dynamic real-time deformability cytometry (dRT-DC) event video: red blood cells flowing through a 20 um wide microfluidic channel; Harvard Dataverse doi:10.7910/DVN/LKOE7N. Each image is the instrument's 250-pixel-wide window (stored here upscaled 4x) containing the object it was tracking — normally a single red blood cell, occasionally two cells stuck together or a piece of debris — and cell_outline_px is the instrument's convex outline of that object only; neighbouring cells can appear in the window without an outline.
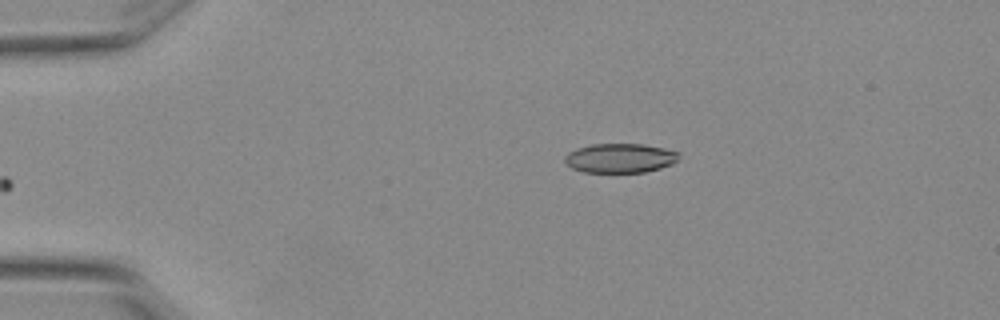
{"species": "Egyptian fruit bat (a non-hibernating species)", "species_latin": "Rousettus aegyptiacus", "temperature_condition": "warm", "stored_images_in_passage": 3, "segment_of_instrument_passage": [2, 2], "camera_frame_rate_fps": 3000, "um_per_image_px": 0.085, "animal": {"sex": "female"}, "frame": {"image": 1, "passage_image": 3, "time_ms": 0.667, "image_size_px": [1000, 320], "cell_outline_px": [[680, 152], [676, 160], [672, 164], [660, 168], [644, 172], [584, 172], [572, 168], [564, 160], [564, 156], [568, 152], [576, 148], [592, 144], [644, 144], [664, 148]], "centroid_in_image_um": [52.69, 13.43], "position_along_channel_um": 32.3, "area_um2": 19.48}}